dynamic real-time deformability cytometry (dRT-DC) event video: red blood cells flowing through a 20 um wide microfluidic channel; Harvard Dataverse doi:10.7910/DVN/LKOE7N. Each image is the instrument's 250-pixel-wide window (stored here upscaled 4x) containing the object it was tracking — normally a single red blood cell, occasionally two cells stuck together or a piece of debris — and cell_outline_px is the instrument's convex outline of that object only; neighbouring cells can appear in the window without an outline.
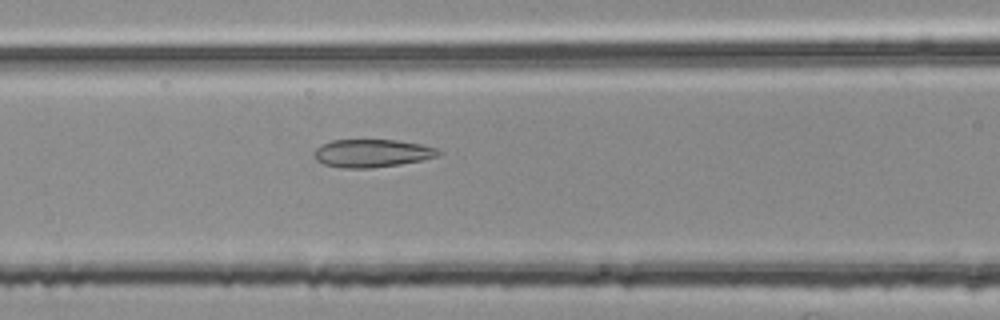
{"species": "common noctule bat (a hibernating species)", "species_latin": "Nyctalus noctula", "temperature_condition": "room temperature", "stored_images_in_passage": 33, "camera_frame_rate_fps": 3000, "um_per_image_px": 0.085, "animal": {"sex": "female", "body_mass_g": 25.1}, "frame": {"image": 1, "passage_image": 7, "time_ms": 2.0, "image_size_px": [1000, 320], "cell_outline_px": [[440, 152], [436, 156], [420, 160], [400, 164], [372, 168], [340, 168], [324, 164], [316, 160], [312, 152], [320, 144], [332, 140], [396, 140], [420, 144], [436, 148]], "centroid_in_image_um": [31.54, 13.02], "position_along_channel_um": 135.1, "area_um2": 20.17}}
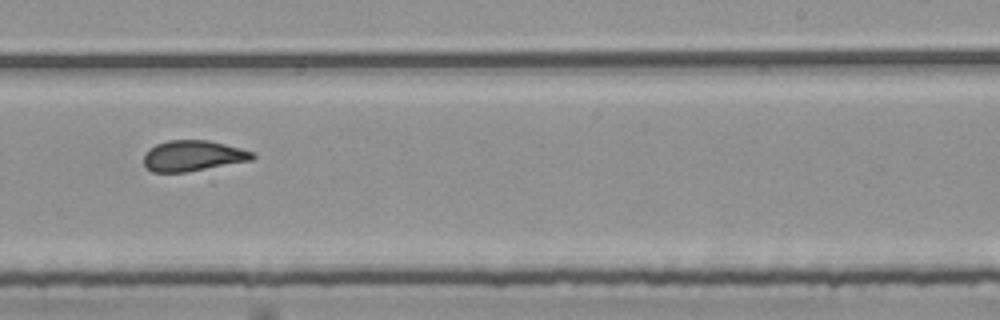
{"frame": {"image": 2, "passage_image": 18, "time_ms": 5.667, "image_size_px": [1000, 320], "cell_outline_px": [[256, 156], [252, 160], [188, 172], [152, 172], [144, 168], [144, 156], [148, 148], [156, 144], [168, 140], [208, 140], [256, 152]], "centroid_in_image_um": [16.39, 13.25], "position_along_channel_um": 272.6, "area_um2": 19.65}}
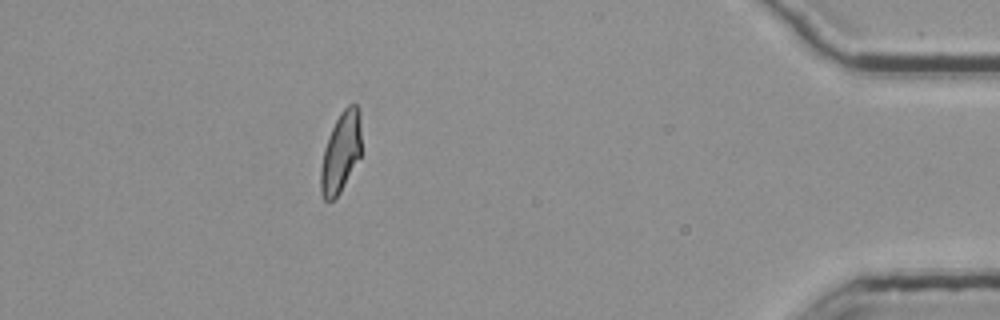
{"frame": {"image": 3, "passage_image": 33, "time_ms": 10.667, "image_size_px": [1000, 320], "cell_outline_px": [[360, 156], [340, 192], [332, 200], [324, 200], [320, 192], [320, 168], [324, 148], [328, 136], [340, 112], [348, 104], [356, 104], [360, 108]], "centroid_in_image_um": [28.95, 12.93], "position_along_channel_um": 406.3, "area_um2": 18.96}, "authors_computed_cell_mechanics": {"area_um2": 19.652, "velocity_mm_per_s": 3.7629, "shape_relaxation_time_tau1_ms": 10.8598, "shape_relaxation_time_tau2_ms": 1.6316, "deformation_change_tau1": 0.2346, "deformation_change_tau2": 0.1008}}